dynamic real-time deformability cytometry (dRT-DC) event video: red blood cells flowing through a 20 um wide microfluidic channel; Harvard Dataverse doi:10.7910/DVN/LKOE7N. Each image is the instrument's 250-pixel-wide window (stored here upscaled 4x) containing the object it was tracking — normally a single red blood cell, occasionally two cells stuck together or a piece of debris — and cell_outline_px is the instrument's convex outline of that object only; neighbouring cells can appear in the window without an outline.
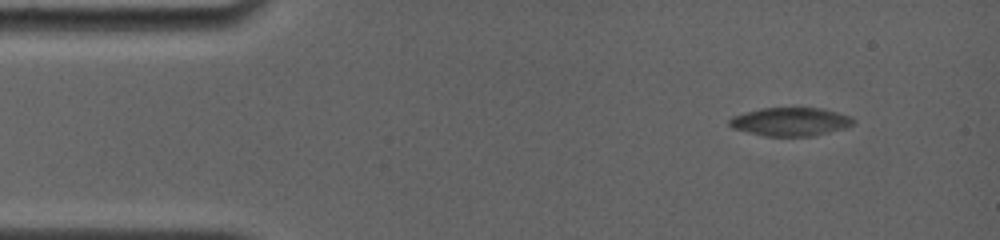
{"species": "common noctule bat (a hibernating species)", "species_latin": "Nyctalus noctula", "temperature_condition": "room temperature", "stored_images_in_passage": 5, "camera_frame_rate_fps": 4000, "um_per_image_px": 0.085, "animal": {"sex": "female", "body_mass_g": 19.0, "forearm_length_mm": 56.7}, "frame": {"image": 1, "passage_image": 1, "time_ms": 0.0, "image_size_px": [1000, 240], "cell_outline_px": [[856, 120], [852, 124], [844, 128], [812, 136], [764, 136], [732, 128], [728, 124], [728, 120], [732, 116], [744, 112], [764, 108], [820, 108], [836, 112], [848, 116]], "centroid_in_image_um": [67.14, 10.35], "position_along_channel_um": 17.9, "area_um2": 20.35}}
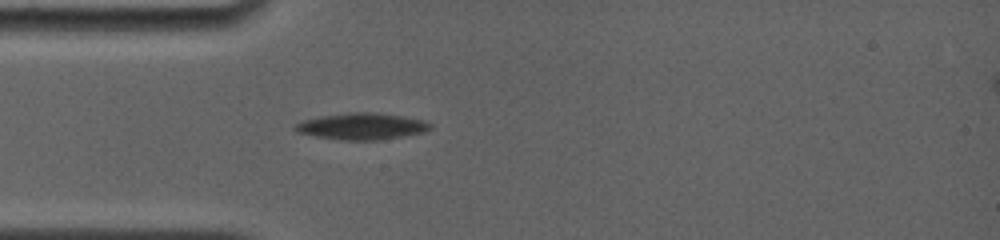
{"frame": {"image": 2, "passage_image": 5, "time_ms": 3.25, "image_size_px": [1000, 240], "cell_outline_px": [[432, 128], [424, 132], [376, 140], [344, 140], [316, 136], [296, 132], [292, 128], [296, 124], [304, 120], [320, 116], [348, 112], [376, 112], [424, 120], [432, 124]], "centroid_in_image_um": [30.74, 10.72], "position_along_channel_um": 54.3, "area_um2": 20.75}}